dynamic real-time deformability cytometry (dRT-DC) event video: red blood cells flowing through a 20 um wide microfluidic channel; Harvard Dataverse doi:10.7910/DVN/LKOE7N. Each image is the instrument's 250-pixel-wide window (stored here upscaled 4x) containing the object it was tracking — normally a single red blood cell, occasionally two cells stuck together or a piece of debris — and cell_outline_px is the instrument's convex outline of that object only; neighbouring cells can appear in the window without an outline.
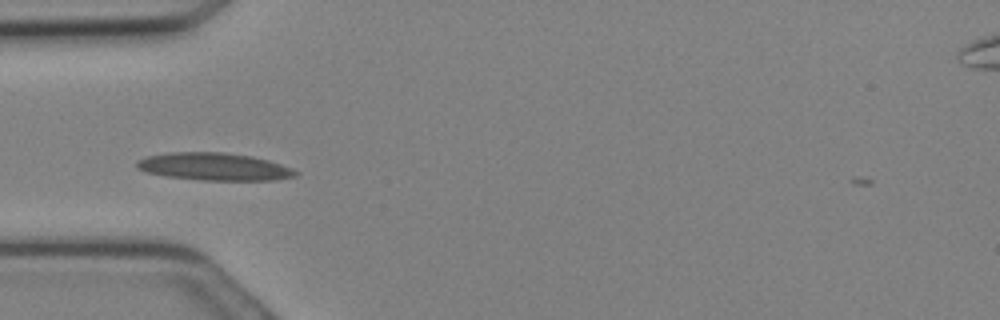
{"species": "Egyptian fruit bat (a non-hibernating species)", "species_latin": "Rousettus aegyptiacus", "temperature_condition": "cold", "stored_images_in_passage": 8, "camera_frame_rate_fps": 3000, "um_per_image_px": 0.085, "animal": {"sex": "female"}, "frame": {"image": 1, "passage_image": 1, "time_ms": 0.0, "image_size_px": [1000, 320], "cell_outline_px": [[300, 172], [296, 176], [272, 180], [200, 180], [168, 176], [148, 172], [136, 168], [136, 160], [144, 156], [168, 152], [224, 152], [252, 156], [268, 160], [292, 168]], "centroid_in_image_um": [18.19, 14.15], "position_along_channel_um": 66.8, "area_um2": 25.55}}
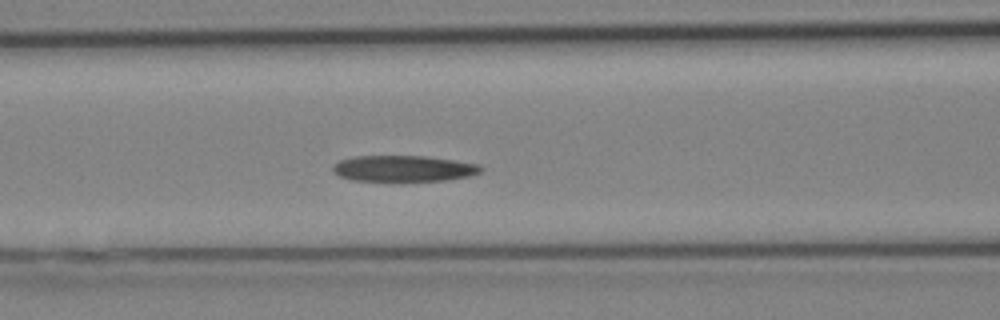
{"frame": {"image": 2, "passage_image": 4, "time_ms": 1.0, "image_size_px": [1000, 320], "cell_outline_px": [[484, 168], [480, 172], [468, 176], [444, 180], [352, 180], [340, 176], [332, 172], [332, 164], [340, 160], [352, 156], [424, 156], [480, 164]], "centroid_in_image_um": [34.26, 14.31], "position_along_channel_um": 132.3, "area_um2": 22.25}}
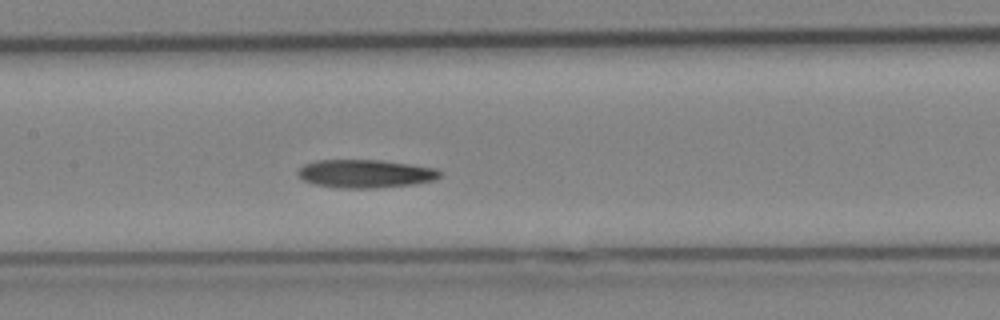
{"frame": {"image": 3, "passage_image": 6, "time_ms": 1.667, "image_size_px": [1000, 320], "cell_outline_px": [[440, 176], [436, 180], [412, 184], [372, 188], [336, 188], [316, 184], [304, 180], [296, 172], [304, 164], [316, 160], [380, 160], [436, 168], [440, 172]], "centroid_in_image_um": [31.04, 14.76], "position_along_channel_um": 176.4, "area_um2": 23.18}}